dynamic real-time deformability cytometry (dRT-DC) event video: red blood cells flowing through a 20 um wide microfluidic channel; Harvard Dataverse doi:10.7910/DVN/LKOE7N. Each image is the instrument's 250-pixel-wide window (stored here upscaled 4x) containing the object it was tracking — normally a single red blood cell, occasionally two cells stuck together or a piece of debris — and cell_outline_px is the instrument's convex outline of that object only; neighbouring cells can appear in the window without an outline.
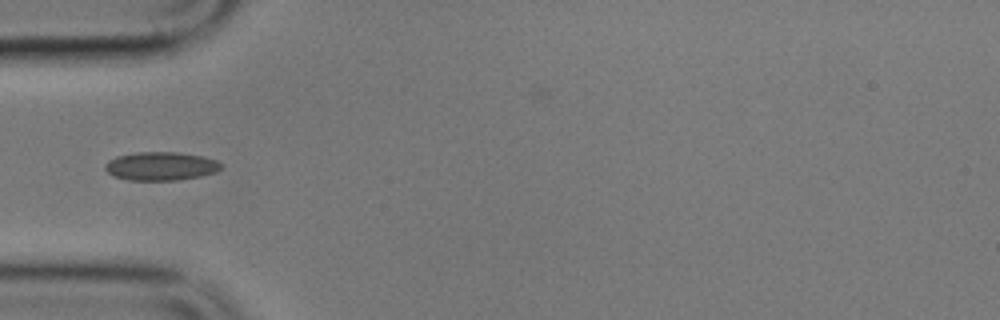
{"species": "common noctule bat (a hibernating species)", "species_latin": "Nyctalus noctula", "temperature_condition": "cold", "stored_images_in_passage": 7, "camera_frame_rate_fps": 3000, "um_per_image_px": 0.085, "animal": {"sex": "male", "body_mass_g": 17.9}, "frame": {"image": 1, "passage_image": 4, "time_ms": 3.667, "image_size_px": [1000, 320], "cell_outline_px": [[224, 164], [216, 172], [200, 176], [176, 180], [128, 180], [112, 176], [104, 168], [104, 164], [108, 160], [116, 156], [136, 152], [176, 152], [204, 156], [216, 160]], "centroid_in_image_um": [13.65, 14.12], "position_along_channel_um": 71.3, "area_um2": 19.42}}
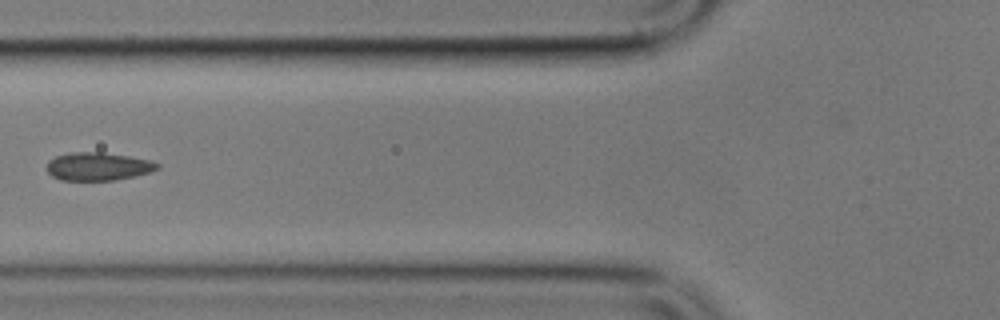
{"frame": {"image": 2, "passage_image": 5, "time_ms": 5.0, "image_size_px": [1000, 320], "cell_outline_px": [[160, 168], [136, 176], [116, 180], [60, 180], [52, 176], [48, 172], [48, 160], [56, 156], [68, 152], [100, 152], [128, 156], [148, 160], [160, 164]], "centroid_in_image_um": [8.32, 14.15], "position_along_channel_um": 117.5, "area_um2": 18.03}}
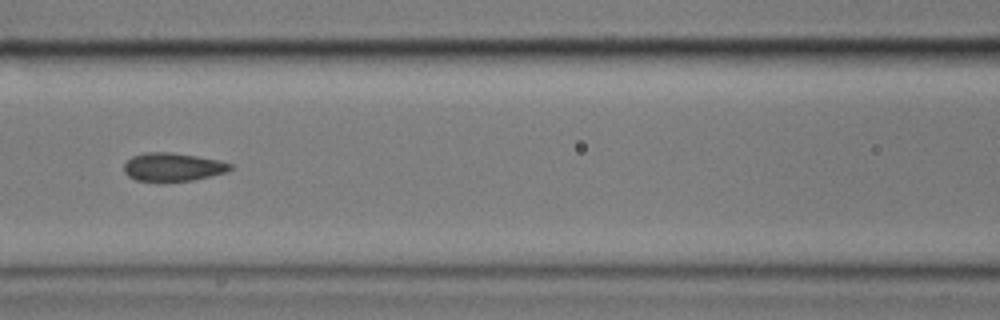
{"frame": {"image": 3, "passage_image": 6, "time_ms": 6.0, "image_size_px": [1000, 320], "cell_outline_px": [[232, 168], [228, 172], [192, 180], [136, 180], [128, 176], [124, 172], [124, 164], [132, 156], [148, 152], [172, 152], [220, 160], [232, 164]], "centroid_in_image_um": [14.71, 14.17], "position_along_channel_um": 151.9, "area_um2": 17.28}}